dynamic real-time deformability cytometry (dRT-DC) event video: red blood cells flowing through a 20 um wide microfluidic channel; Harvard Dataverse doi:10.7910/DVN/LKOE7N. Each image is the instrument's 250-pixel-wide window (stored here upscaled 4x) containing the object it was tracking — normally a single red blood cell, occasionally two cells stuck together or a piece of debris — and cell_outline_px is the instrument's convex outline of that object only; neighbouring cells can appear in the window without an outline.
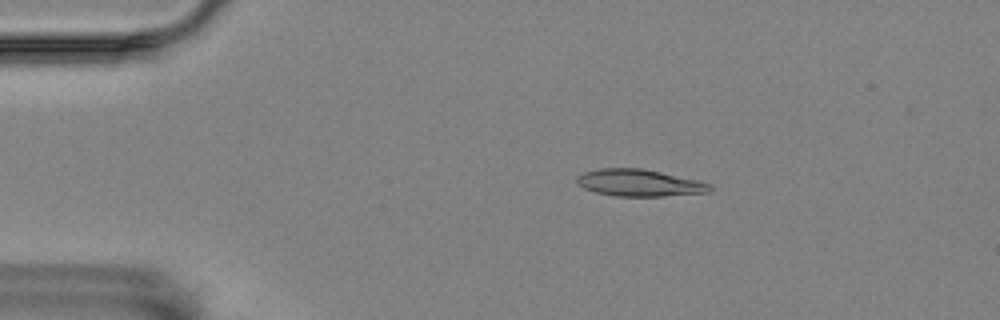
{"species": "Egyptian fruit bat (a non-hibernating species)", "species_latin": "Rousettus aegyptiacus", "temperature_condition": "room temperature", "stored_images_in_passage": 5, "camera_frame_rate_fps": 3000, "um_per_image_px": 0.085, "animal": {"sex": "female"}, "frame": {"image": 1, "passage_image": 3, "time_ms": 0.667, "image_size_px": [1000, 320], "cell_outline_px": [[712, 188], [708, 192], [664, 196], [612, 196], [596, 192], [584, 188], [576, 184], [576, 176], [584, 172], [596, 168], [644, 168], [696, 180], [712, 184]], "centroid_in_image_um": [54.29, 15.54], "position_along_channel_um": 30.7, "area_um2": 20.98}}
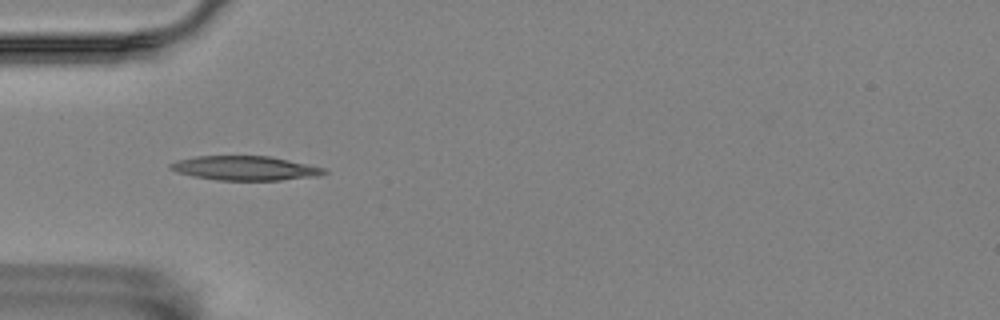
{"frame": {"image": 2, "passage_image": 4, "time_ms": 1.0, "image_size_px": [1000, 320], "cell_outline_px": [[328, 172], [316, 176], [280, 180], [216, 180], [192, 176], [176, 172], [168, 168], [168, 164], [176, 160], [196, 156], [268, 156], [288, 160], [324, 168]], "centroid_in_image_um": [20.75, 14.29], "position_along_channel_um": 64.3, "area_um2": 21.68}}
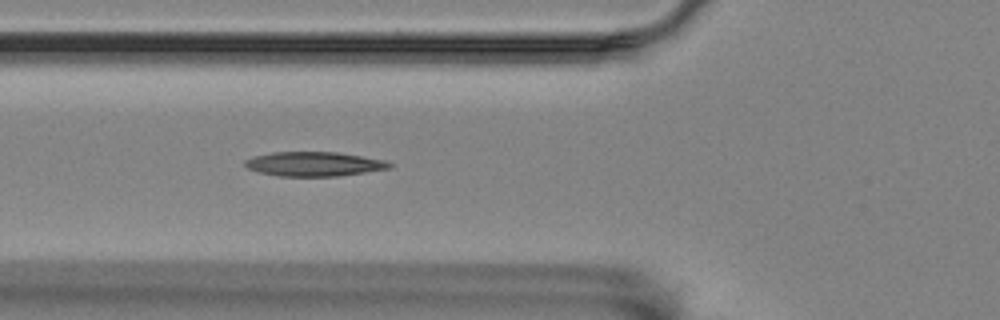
{"frame": {"image": 3, "passage_image": 5, "time_ms": 1.333, "image_size_px": [1000, 320], "cell_outline_px": [[392, 168], [336, 176], [276, 176], [256, 172], [248, 168], [244, 164], [244, 160], [252, 156], [272, 152], [336, 152], [384, 160], [392, 164]], "centroid_in_image_um": [26.62, 13.94], "position_along_channel_um": 99.2, "area_um2": 20.52}}